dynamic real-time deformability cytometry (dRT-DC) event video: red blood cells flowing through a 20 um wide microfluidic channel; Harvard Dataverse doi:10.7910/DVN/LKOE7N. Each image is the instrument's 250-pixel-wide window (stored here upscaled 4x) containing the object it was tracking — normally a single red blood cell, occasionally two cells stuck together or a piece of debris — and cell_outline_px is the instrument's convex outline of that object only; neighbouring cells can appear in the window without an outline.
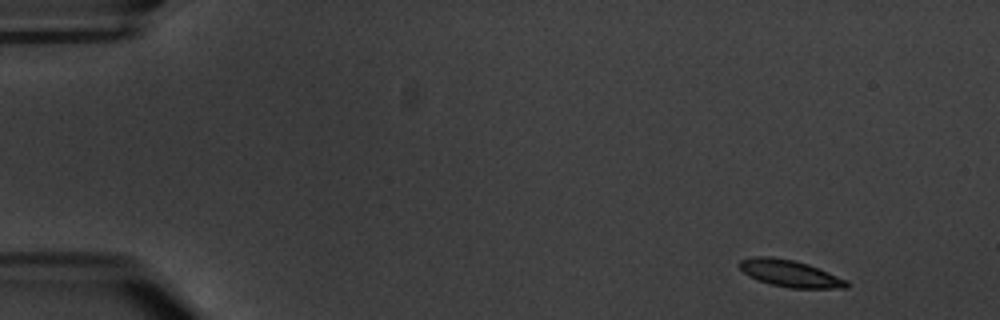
{"species": "common noctule bat (a hibernating species)", "species_latin": "Nyctalus noctula", "temperature_condition": "warm", "stored_images_in_passage": 9, "camera_frame_rate_fps": 3000, "um_per_image_px": 0.085, "animal": {"sex": "male", "body_mass_g": 20.1, "forearm_length_mm": 53.5}, "frame": {"image": 1, "passage_image": 1, "time_ms": 0.0, "image_size_px": [1000, 320], "cell_outline_px": [[848, 288], [788, 288], [772, 284], [748, 276], [740, 268], [740, 260], [752, 256], [772, 256], [792, 260], [808, 264], [848, 280]], "centroid_in_image_um": [67.15, 23.24], "position_along_channel_um": 17.8, "area_um2": 16.65}}
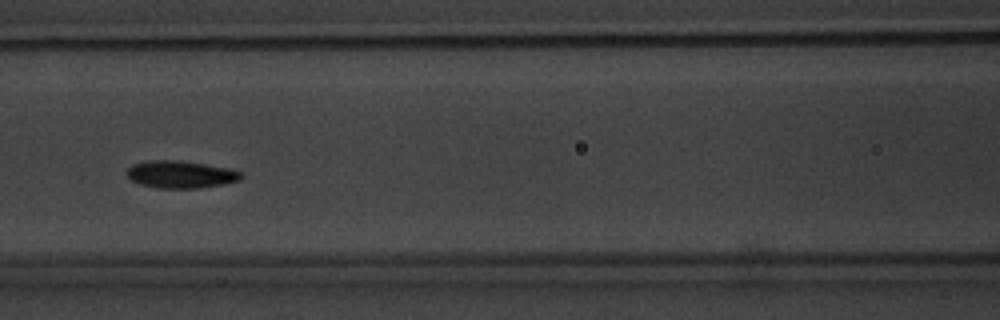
{"frame": {"image": 2, "passage_image": 7, "time_ms": 7.333, "image_size_px": [1000, 320], "cell_outline_px": [[244, 176], [240, 180], [224, 184], [200, 188], [156, 188], [140, 184], [132, 180], [128, 176], [128, 168], [132, 164], [148, 160], [176, 160], [204, 164], [228, 168], [240, 172]], "centroid_in_image_um": [15.36, 14.83], "position_along_channel_um": 151.2, "area_um2": 18.15}}
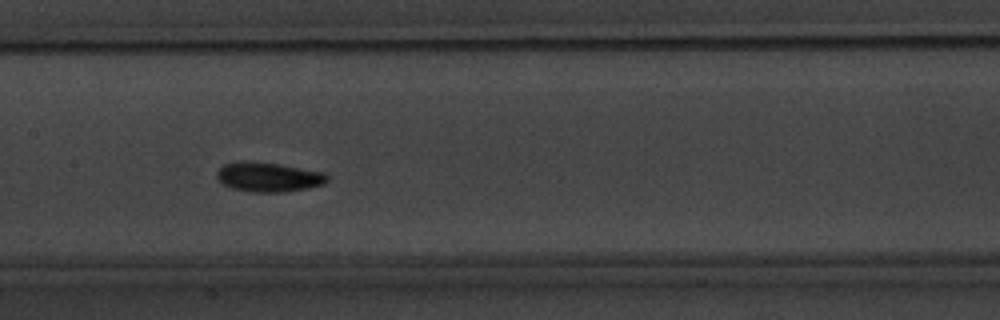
{"frame": {"image": 3, "passage_image": 8, "time_ms": 8.333, "image_size_px": [1000, 320], "cell_outline_px": [[328, 180], [324, 184], [308, 188], [280, 192], [256, 192], [232, 188], [224, 184], [216, 176], [216, 172], [224, 164], [240, 160], [248, 160], [280, 164], [324, 172], [328, 176]], "centroid_in_image_um": [22.82, 15.02], "position_along_channel_um": 184.6, "area_um2": 19.02}}